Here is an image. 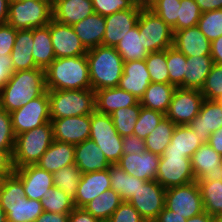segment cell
<instances>
[{"label": "cell", "instance_id": "obj_5", "mask_svg": "<svg viewBox=\"0 0 222 222\" xmlns=\"http://www.w3.org/2000/svg\"><path fill=\"white\" fill-rule=\"evenodd\" d=\"M51 120L91 115L96 111L95 91L50 90L48 91Z\"/></svg>", "mask_w": 222, "mask_h": 222}, {"label": "cell", "instance_id": "obj_11", "mask_svg": "<svg viewBox=\"0 0 222 222\" xmlns=\"http://www.w3.org/2000/svg\"><path fill=\"white\" fill-rule=\"evenodd\" d=\"M165 207L188 219L204 212L197 181L166 189Z\"/></svg>", "mask_w": 222, "mask_h": 222}, {"label": "cell", "instance_id": "obj_3", "mask_svg": "<svg viewBox=\"0 0 222 222\" xmlns=\"http://www.w3.org/2000/svg\"><path fill=\"white\" fill-rule=\"evenodd\" d=\"M0 205L7 222H34L44 212L41 201L26 198L23 183L15 173L0 180Z\"/></svg>", "mask_w": 222, "mask_h": 222}, {"label": "cell", "instance_id": "obj_40", "mask_svg": "<svg viewBox=\"0 0 222 222\" xmlns=\"http://www.w3.org/2000/svg\"><path fill=\"white\" fill-rule=\"evenodd\" d=\"M81 176L82 172L76 164L62 167L53 173V185L74 199Z\"/></svg>", "mask_w": 222, "mask_h": 222}, {"label": "cell", "instance_id": "obj_39", "mask_svg": "<svg viewBox=\"0 0 222 222\" xmlns=\"http://www.w3.org/2000/svg\"><path fill=\"white\" fill-rule=\"evenodd\" d=\"M200 187L203 208L208 214L216 217L222 213V180L197 181Z\"/></svg>", "mask_w": 222, "mask_h": 222}, {"label": "cell", "instance_id": "obj_2", "mask_svg": "<svg viewBox=\"0 0 222 222\" xmlns=\"http://www.w3.org/2000/svg\"><path fill=\"white\" fill-rule=\"evenodd\" d=\"M45 79L48 91L91 89L86 55L55 58L45 69Z\"/></svg>", "mask_w": 222, "mask_h": 222}, {"label": "cell", "instance_id": "obj_14", "mask_svg": "<svg viewBox=\"0 0 222 222\" xmlns=\"http://www.w3.org/2000/svg\"><path fill=\"white\" fill-rule=\"evenodd\" d=\"M165 193V188L151 180L140 186L128 202L146 222H154L165 207Z\"/></svg>", "mask_w": 222, "mask_h": 222}, {"label": "cell", "instance_id": "obj_35", "mask_svg": "<svg viewBox=\"0 0 222 222\" xmlns=\"http://www.w3.org/2000/svg\"><path fill=\"white\" fill-rule=\"evenodd\" d=\"M111 189L117 192L123 201H128L134 193L147 181L129 175L119 165L111 164L109 167Z\"/></svg>", "mask_w": 222, "mask_h": 222}, {"label": "cell", "instance_id": "obj_68", "mask_svg": "<svg viewBox=\"0 0 222 222\" xmlns=\"http://www.w3.org/2000/svg\"><path fill=\"white\" fill-rule=\"evenodd\" d=\"M216 101L222 103V94L220 95V97Z\"/></svg>", "mask_w": 222, "mask_h": 222}, {"label": "cell", "instance_id": "obj_31", "mask_svg": "<svg viewBox=\"0 0 222 222\" xmlns=\"http://www.w3.org/2000/svg\"><path fill=\"white\" fill-rule=\"evenodd\" d=\"M214 62L211 56L187 57L184 88L201 90Z\"/></svg>", "mask_w": 222, "mask_h": 222}, {"label": "cell", "instance_id": "obj_22", "mask_svg": "<svg viewBox=\"0 0 222 222\" xmlns=\"http://www.w3.org/2000/svg\"><path fill=\"white\" fill-rule=\"evenodd\" d=\"M150 83L151 78L145 60L124 62L123 74L118 87L140 100Z\"/></svg>", "mask_w": 222, "mask_h": 222}, {"label": "cell", "instance_id": "obj_51", "mask_svg": "<svg viewBox=\"0 0 222 222\" xmlns=\"http://www.w3.org/2000/svg\"><path fill=\"white\" fill-rule=\"evenodd\" d=\"M137 2V0H92L94 13L104 17L131 9Z\"/></svg>", "mask_w": 222, "mask_h": 222}, {"label": "cell", "instance_id": "obj_67", "mask_svg": "<svg viewBox=\"0 0 222 222\" xmlns=\"http://www.w3.org/2000/svg\"><path fill=\"white\" fill-rule=\"evenodd\" d=\"M137 1L146 5L150 0H137Z\"/></svg>", "mask_w": 222, "mask_h": 222}, {"label": "cell", "instance_id": "obj_19", "mask_svg": "<svg viewBox=\"0 0 222 222\" xmlns=\"http://www.w3.org/2000/svg\"><path fill=\"white\" fill-rule=\"evenodd\" d=\"M14 173L21 179L28 199L41 201L43 195H46L47 191L54 186L53 174L37 165L16 168Z\"/></svg>", "mask_w": 222, "mask_h": 222}, {"label": "cell", "instance_id": "obj_56", "mask_svg": "<svg viewBox=\"0 0 222 222\" xmlns=\"http://www.w3.org/2000/svg\"><path fill=\"white\" fill-rule=\"evenodd\" d=\"M13 74L11 55H0V89L6 84Z\"/></svg>", "mask_w": 222, "mask_h": 222}, {"label": "cell", "instance_id": "obj_59", "mask_svg": "<svg viewBox=\"0 0 222 222\" xmlns=\"http://www.w3.org/2000/svg\"><path fill=\"white\" fill-rule=\"evenodd\" d=\"M154 222H187V219L164 207Z\"/></svg>", "mask_w": 222, "mask_h": 222}, {"label": "cell", "instance_id": "obj_60", "mask_svg": "<svg viewBox=\"0 0 222 222\" xmlns=\"http://www.w3.org/2000/svg\"><path fill=\"white\" fill-rule=\"evenodd\" d=\"M202 13L222 9V0H195Z\"/></svg>", "mask_w": 222, "mask_h": 222}, {"label": "cell", "instance_id": "obj_17", "mask_svg": "<svg viewBox=\"0 0 222 222\" xmlns=\"http://www.w3.org/2000/svg\"><path fill=\"white\" fill-rule=\"evenodd\" d=\"M53 139L77 145L90 137L91 115L51 120Z\"/></svg>", "mask_w": 222, "mask_h": 222}, {"label": "cell", "instance_id": "obj_64", "mask_svg": "<svg viewBox=\"0 0 222 222\" xmlns=\"http://www.w3.org/2000/svg\"><path fill=\"white\" fill-rule=\"evenodd\" d=\"M187 222H215V217L204 211L199 215L188 218Z\"/></svg>", "mask_w": 222, "mask_h": 222}, {"label": "cell", "instance_id": "obj_34", "mask_svg": "<svg viewBox=\"0 0 222 222\" xmlns=\"http://www.w3.org/2000/svg\"><path fill=\"white\" fill-rule=\"evenodd\" d=\"M202 144L204 143L188 125H176L165 152L183 153L187 158H191Z\"/></svg>", "mask_w": 222, "mask_h": 222}, {"label": "cell", "instance_id": "obj_54", "mask_svg": "<svg viewBox=\"0 0 222 222\" xmlns=\"http://www.w3.org/2000/svg\"><path fill=\"white\" fill-rule=\"evenodd\" d=\"M123 142V155L127 154H142L146 151L145 140L138 136L129 135L122 137Z\"/></svg>", "mask_w": 222, "mask_h": 222}, {"label": "cell", "instance_id": "obj_58", "mask_svg": "<svg viewBox=\"0 0 222 222\" xmlns=\"http://www.w3.org/2000/svg\"><path fill=\"white\" fill-rule=\"evenodd\" d=\"M69 214L44 211L34 222H68Z\"/></svg>", "mask_w": 222, "mask_h": 222}, {"label": "cell", "instance_id": "obj_1", "mask_svg": "<svg viewBox=\"0 0 222 222\" xmlns=\"http://www.w3.org/2000/svg\"><path fill=\"white\" fill-rule=\"evenodd\" d=\"M46 91L45 70L34 68L13 72L0 89V108L11 113Z\"/></svg>", "mask_w": 222, "mask_h": 222}, {"label": "cell", "instance_id": "obj_13", "mask_svg": "<svg viewBox=\"0 0 222 222\" xmlns=\"http://www.w3.org/2000/svg\"><path fill=\"white\" fill-rule=\"evenodd\" d=\"M205 100L201 90L176 88L165 116L176 125H189Z\"/></svg>", "mask_w": 222, "mask_h": 222}, {"label": "cell", "instance_id": "obj_32", "mask_svg": "<svg viewBox=\"0 0 222 222\" xmlns=\"http://www.w3.org/2000/svg\"><path fill=\"white\" fill-rule=\"evenodd\" d=\"M175 89L176 87L171 84L151 82L140 99V104L166 114Z\"/></svg>", "mask_w": 222, "mask_h": 222}, {"label": "cell", "instance_id": "obj_33", "mask_svg": "<svg viewBox=\"0 0 222 222\" xmlns=\"http://www.w3.org/2000/svg\"><path fill=\"white\" fill-rule=\"evenodd\" d=\"M33 41V60L38 68L45 70L56 58L49 24L33 29Z\"/></svg>", "mask_w": 222, "mask_h": 222}, {"label": "cell", "instance_id": "obj_37", "mask_svg": "<svg viewBox=\"0 0 222 222\" xmlns=\"http://www.w3.org/2000/svg\"><path fill=\"white\" fill-rule=\"evenodd\" d=\"M124 62L133 60H145L149 52L143 46L142 35L139 33L138 23L126 33L115 47Z\"/></svg>", "mask_w": 222, "mask_h": 222}, {"label": "cell", "instance_id": "obj_55", "mask_svg": "<svg viewBox=\"0 0 222 222\" xmlns=\"http://www.w3.org/2000/svg\"><path fill=\"white\" fill-rule=\"evenodd\" d=\"M13 152L0 149V180L14 173Z\"/></svg>", "mask_w": 222, "mask_h": 222}, {"label": "cell", "instance_id": "obj_48", "mask_svg": "<svg viewBox=\"0 0 222 222\" xmlns=\"http://www.w3.org/2000/svg\"><path fill=\"white\" fill-rule=\"evenodd\" d=\"M180 9L177 19V31L197 26L202 12L195 0H180Z\"/></svg>", "mask_w": 222, "mask_h": 222}, {"label": "cell", "instance_id": "obj_8", "mask_svg": "<svg viewBox=\"0 0 222 222\" xmlns=\"http://www.w3.org/2000/svg\"><path fill=\"white\" fill-rule=\"evenodd\" d=\"M89 139L99 146L110 164L119 162L123 155V142L110 115L97 111L91 114Z\"/></svg>", "mask_w": 222, "mask_h": 222}, {"label": "cell", "instance_id": "obj_63", "mask_svg": "<svg viewBox=\"0 0 222 222\" xmlns=\"http://www.w3.org/2000/svg\"><path fill=\"white\" fill-rule=\"evenodd\" d=\"M9 1L10 0H0V25L7 23Z\"/></svg>", "mask_w": 222, "mask_h": 222}, {"label": "cell", "instance_id": "obj_26", "mask_svg": "<svg viewBox=\"0 0 222 222\" xmlns=\"http://www.w3.org/2000/svg\"><path fill=\"white\" fill-rule=\"evenodd\" d=\"M74 159L82 174L103 171L111 166L99 146L91 139L75 145Z\"/></svg>", "mask_w": 222, "mask_h": 222}, {"label": "cell", "instance_id": "obj_7", "mask_svg": "<svg viewBox=\"0 0 222 222\" xmlns=\"http://www.w3.org/2000/svg\"><path fill=\"white\" fill-rule=\"evenodd\" d=\"M52 0H10L7 23L17 30L34 29L49 24Z\"/></svg>", "mask_w": 222, "mask_h": 222}, {"label": "cell", "instance_id": "obj_44", "mask_svg": "<svg viewBox=\"0 0 222 222\" xmlns=\"http://www.w3.org/2000/svg\"><path fill=\"white\" fill-rule=\"evenodd\" d=\"M146 6L168 24L173 32L177 31L180 0H150Z\"/></svg>", "mask_w": 222, "mask_h": 222}, {"label": "cell", "instance_id": "obj_47", "mask_svg": "<svg viewBox=\"0 0 222 222\" xmlns=\"http://www.w3.org/2000/svg\"><path fill=\"white\" fill-rule=\"evenodd\" d=\"M197 27L210 42L222 36V9L202 13Z\"/></svg>", "mask_w": 222, "mask_h": 222}, {"label": "cell", "instance_id": "obj_45", "mask_svg": "<svg viewBox=\"0 0 222 222\" xmlns=\"http://www.w3.org/2000/svg\"><path fill=\"white\" fill-rule=\"evenodd\" d=\"M151 82L169 84V72L166 61V50L151 52L145 59Z\"/></svg>", "mask_w": 222, "mask_h": 222}, {"label": "cell", "instance_id": "obj_28", "mask_svg": "<svg viewBox=\"0 0 222 222\" xmlns=\"http://www.w3.org/2000/svg\"><path fill=\"white\" fill-rule=\"evenodd\" d=\"M75 145L54 140L36 165L50 173L75 164Z\"/></svg>", "mask_w": 222, "mask_h": 222}, {"label": "cell", "instance_id": "obj_29", "mask_svg": "<svg viewBox=\"0 0 222 222\" xmlns=\"http://www.w3.org/2000/svg\"><path fill=\"white\" fill-rule=\"evenodd\" d=\"M72 28L87 50L103 45L106 29L104 16L93 13L82 21L73 24Z\"/></svg>", "mask_w": 222, "mask_h": 222}, {"label": "cell", "instance_id": "obj_23", "mask_svg": "<svg viewBox=\"0 0 222 222\" xmlns=\"http://www.w3.org/2000/svg\"><path fill=\"white\" fill-rule=\"evenodd\" d=\"M109 168L103 171L84 173L78 184L74 204L83 208L88 202L111 188Z\"/></svg>", "mask_w": 222, "mask_h": 222}, {"label": "cell", "instance_id": "obj_52", "mask_svg": "<svg viewBox=\"0 0 222 222\" xmlns=\"http://www.w3.org/2000/svg\"><path fill=\"white\" fill-rule=\"evenodd\" d=\"M107 222H146L140 213L128 202L123 201Z\"/></svg>", "mask_w": 222, "mask_h": 222}, {"label": "cell", "instance_id": "obj_43", "mask_svg": "<svg viewBox=\"0 0 222 222\" xmlns=\"http://www.w3.org/2000/svg\"><path fill=\"white\" fill-rule=\"evenodd\" d=\"M166 61L169 72V84L176 88H184V74L187 57L174 47H170L166 49Z\"/></svg>", "mask_w": 222, "mask_h": 222}, {"label": "cell", "instance_id": "obj_21", "mask_svg": "<svg viewBox=\"0 0 222 222\" xmlns=\"http://www.w3.org/2000/svg\"><path fill=\"white\" fill-rule=\"evenodd\" d=\"M173 47L186 57L210 56L211 42L197 26L174 32Z\"/></svg>", "mask_w": 222, "mask_h": 222}, {"label": "cell", "instance_id": "obj_41", "mask_svg": "<svg viewBox=\"0 0 222 222\" xmlns=\"http://www.w3.org/2000/svg\"><path fill=\"white\" fill-rule=\"evenodd\" d=\"M43 211L69 214L74 208V200L64 191L53 186L41 199Z\"/></svg>", "mask_w": 222, "mask_h": 222}, {"label": "cell", "instance_id": "obj_15", "mask_svg": "<svg viewBox=\"0 0 222 222\" xmlns=\"http://www.w3.org/2000/svg\"><path fill=\"white\" fill-rule=\"evenodd\" d=\"M144 6L143 3L137 2L131 9L106 16L103 46L116 47L126 33L137 25L141 9Z\"/></svg>", "mask_w": 222, "mask_h": 222}, {"label": "cell", "instance_id": "obj_46", "mask_svg": "<svg viewBox=\"0 0 222 222\" xmlns=\"http://www.w3.org/2000/svg\"><path fill=\"white\" fill-rule=\"evenodd\" d=\"M164 117L165 114L162 112L141 106L139 117L134 125L133 134L139 138L145 139Z\"/></svg>", "mask_w": 222, "mask_h": 222}, {"label": "cell", "instance_id": "obj_61", "mask_svg": "<svg viewBox=\"0 0 222 222\" xmlns=\"http://www.w3.org/2000/svg\"><path fill=\"white\" fill-rule=\"evenodd\" d=\"M215 64H222V36L211 42V54Z\"/></svg>", "mask_w": 222, "mask_h": 222}, {"label": "cell", "instance_id": "obj_42", "mask_svg": "<svg viewBox=\"0 0 222 222\" xmlns=\"http://www.w3.org/2000/svg\"><path fill=\"white\" fill-rule=\"evenodd\" d=\"M141 111V104L115 110L110 116L121 137L133 135L134 125Z\"/></svg>", "mask_w": 222, "mask_h": 222}, {"label": "cell", "instance_id": "obj_9", "mask_svg": "<svg viewBox=\"0 0 222 222\" xmlns=\"http://www.w3.org/2000/svg\"><path fill=\"white\" fill-rule=\"evenodd\" d=\"M137 23L143 46L149 53L173 47V29L146 5L141 9Z\"/></svg>", "mask_w": 222, "mask_h": 222}, {"label": "cell", "instance_id": "obj_49", "mask_svg": "<svg viewBox=\"0 0 222 222\" xmlns=\"http://www.w3.org/2000/svg\"><path fill=\"white\" fill-rule=\"evenodd\" d=\"M205 99L217 100L222 94V64H213L201 89Z\"/></svg>", "mask_w": 222, "mask_h": 222}, {"label": "cell", "instance_id": "obj_20", "mask_svg": "<svg viewBox=\"0 0 222 222\" xmlns=\"http://www.w3.org/2000/svg\"><path fill=\"white\" fill-rule=\"evenodd\" d=\"M203 143L222 127V103L205 99L199 114L188 125Z\"/></svg>", "mask_w": 222, "mask_h": 222}, {"label": "cell", "instance_id": "obj_27", "mask_svg": "<svg viewBox=\"0 0 222 222\" xmlns=\"http://www.w3.org/2000/svg\"><path fill=\"white\" fill-rule=\"evenodd\" d=\"M95 102L98 113L111 115L117 109L138 105L140 100L117 86L95 91Z\"/></svg>", "mask_w": 222, "mask_h": 222}, {"label": "cell", "instance_id": "obj_36", "mask_svg": "<svg viewBox=\"0 0 222 222\" xmlns=\"http://www.w3.org/2000/svg\"><path fill=\"white\" fill-rule=\"evenodd\" d=\"M122 202L121 196L110 188L92 199L83 208L102 222H107Z\"/></svg>", "mask_w": 222, "mask_h": 222}, {"label": "cell", "instance_id": "obj_65", "mask_svg": "<svg viewBox=\"0 0 222 222\" xmlns=\"http://www.w3.org/2000/svg\"><path fill=\"white\" fill-rule=\"evenodd\" d=\"M0 222H7V215L1 205H0Z\"/></svg>", "mask_w": 222, "mask_h": 222}, {"label": "cell", "instance_id": "obj_66", "mask_svg": "<svg viewBox=\"0 0 222 222\" xmlns=\"http://www.w3.org/2000/svg\"><path fill=\"white\" fill-rule=\"evenodd\" d=\"M215 222H222V213L215 217Z\"/></svg>", "mask_w": 222, "mask_h": 222}, {"label": "cell", "instance_id": "obj_24", "mask_svg": "<svg viewBox=\"0 0 222 222\" xmlns=\"http://www.w3.org/2000/svg\"><path fill=\"white\" fill-rule=\"evenodd\" d=\"M159 160V155L146 150L142 154L122 155L117 165L129 175L151 181L156 180Z\"/></svg>", "mask_w": 222, "mask_h": 222}, {"label": "cell", "instance_id": "obj_16", "mask_svg": "<svg viewBox=\"0 0 222 222\" xmlns=\"http://www.w3.org/2000/svg\"><path fill=\"white\" fill-rule=\"evenodd\" d=\"M49 32L56 58L83 56L87 54L88 50L74 32L72 26L51 19L49 22Z\"/></svg>", "mask_w": 222, "mask_h": 222}, {"label": "cell", "instance_id": "obj_25", "mask_svg": "<svg viewBox=\"0 0 222 222\" xmlns=\"http://www.w3.org/2000/svg\"><path fill=\"white\" fill-rule=\"evenodd\" d=\"M94 13L92 0H52V19L72 26Z\"/></svg>", "mask_w": 222, "mask_h": 222}, {"label": "cell", "instance_id": "obj_10", "mask_svg": "<svg viewBox=\"0 0 222 222\" xmlns=\"http://www.w3.org/2000/svg\"><path fill=\"white\" fill-rule=\"evenodd\" d=\"M156 181L165 189L196 181L190 158L183 153L164 152L160 156Z\"/></svg>", "mask_w": 222, "mask_h": 222}, {"label": "cell", "instance_id": "obj_57", "mask_svg": "<svg viewBox=\"0 0 222 222\" xmlns=\"http://www.w3.org/2000/svg\"><path fill=\"white\" fill-rule=\"evenodd\" d=\"M68 222H102L100 219L88 213L84 208H74L69 213Z\"/></svg>", "mask_w": 222, "mask_h": 222}, {"label": "cell", "instance_id": "obj_12", "mask_svg": "<svg viewBox=\"0 0 222 222\" xmlns=\"http://www.w3.org/2000/svg\"><path fill=\"white\" fill-rule=\"evenodd\" d=\"M15 135L30 131L51 121L48 90L25 106L10 113Z\"/></svg>", "mask_w": 222, "mask_h": 222}, {"label": "cell", "instance_id": "obj_62", "mask_svg": "<svg viewBox=\"0 0 222 222\" xmlns=\"http://www.w3.org/2000/svg\"><path fill=\"white\" fill-rule=\"evenodd\" d=\"M217 153L222 155V127L213 132L207 142Z\"/></svg>", "mask_w": 222, "mask_h": 222}, {"label": "cell", "instance_id": "obj_53", "mask_svg": "<svg viewBox=\"0 0 222 222\" xmlns=\"http://www.w3.org/2000/svg\"><path fill=\"white\" fill-rule=\"evenodd\" d=\"M16 34L17 29L8 23L0 25V55H11Z\"/></svg>", "mask_w": 222, "mask_h": 222}, {"label": "cell", "instance_id": "obj_38", "mask_svg": "<svg viewBox=\"0 0 222 222\" xmlns=\"http://www.w3.org/2000/svg\"><path fill=\"white\" fill-rule=\"evenodd\" d=\"M175 127L176 124L165 116L144 139L146 150L161 156L170 144Z\"/></svg>", "mask_w": 222, "mask_h": 222}, {"label": "cell", "instance_id": "obj_4", "mask_svg": "<svg viewBox=\"0 0 222 222\" xmlns=\"http://www.w3.org/2000/svg\"><path fill=\"white\" fill-rule=\"evenodd\" d=\"M91 89L94 91L119 85L124 61L115 47L97 46L86 54Z\"/></svg>", "mask_w": 222, "mask_h": 222}, {"label": "cell", "instance_id": "obj_50", "mask_svg": "<svg viewBox=\"0 0 222 222\" xmlns=\"http://www.w3.org/2000/svg\"><path fill=\"white\" fill-rule=\"evenodd\" d=\"M16 135L11 122V115L0 108V149L14 151Z\"/></svg>", "mask_w": 222, "mask_h": 222}, {"label": "cell", "instance_id": "obj_6", "mask_svg": "<svg viewBox=\"0 0 222 222\" xmlns=\"http://www.w3.org/2000/svg\"><path fill=\"white\" fill-rule=\"evenodd\" d=\"M53 141L51 121L30 131L16 135L13 152L14 168L36 165Z\"/></svg>", "mask_w": 222, "mask_h": 222}, {"label": "cell", "instance_id": "obj_30", "mask_svg": "<svg viewBox=\"0 0 222 222\" xmlns=\"http://www.w3.org/2000/svg\"><path fill=\"white\" fill-rule=\"evenodd\" d=\"M33 29L17 30L11 52L13 72L38 68L33 60Z\"/></svg>", "mask_w": 222, "mask_h": 222}, {"label": "cell", "instance_id": "obj_18", "mask_svg": "<svg viewBox=\"0 0 222 222\" xmlns=\"http://www.w3.org/2000/svg\"><path fill=\"white\" fill-rule=\"evenodd\" d=\"M190 160L196 181L222 180V155L208 143L202 144Z\"/></svg>", "mask_w": 222, "mask_h": 222}]
</instances>
